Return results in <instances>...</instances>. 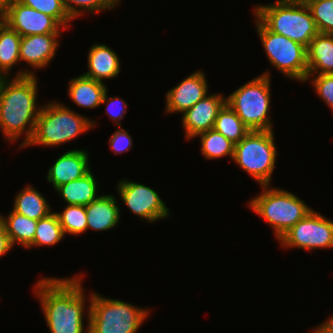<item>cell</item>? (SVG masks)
<instances>
[{
    "instance_id": "27",
    "label": "cell",
    "mask_w": 333,
    "mask_h": 333,
    "mask_svg": "<svg viewBox=\"0 0 333 333\" xmlns=\"http://www.w3.org/2000/svg\"><path fill=\"white\" fill-rule=\"evenodd\" d=\"M65 234L60 225L57 214L50 213L47 217L39 219L33 242L26 248L53 246L63 240Z\"/></svg>"
},
{
    "instance_id": "3",
    "label": "cell",
    "mask_w": 333,
    "mask_h": 333,
    "mask_svg": "<svg viewBox=\"0 0 333 333\" xmlns=\"http://www.w3.org/2000/svg\"><path fill=\"white\" fill-rule=\"evenodd\" d=\"M256 16L270 31L296 41L306 48L319 33L304 0H278L255 6Z\"/></svg>"
},
{
    "instance_id": "2",
    "label": "cell",
    "mask_w": 333,
    "mask_h": 333,
    "mask_svg": "<svg viewBox=\"0 0 333 333\" xmlns=\"http://www.w3.org/2000/svg\"><path fill=\"white\" fill-rule=\"evenodd\" d=\"M37 85V77L30 69L18 71L12 79L0 77V131L10 143L25 133L21 149L32 138L42 107L37 104Z\"/></svg>"
},
{
    "instance_id": "23",
    "label": "cell",
    "mask_w": 333,
    "mask_h": 333,
    "mask_svg": "<svg viewBox=\"0 0 333 333\" xmlns=\"http://www.w3.org/2000/svg\"><path fill=\"white\" fill-rule=\"evenodd\" d=\"M0 219L4 224L12 247L18 244L26 249L33 242L38 221L19 214L13 209L10 210L7 217L0 214Z\"/></svg>"
},
{
    "instance_id": "30",
    "label": "cell",
    "mask_w": 333,
    "mask_h": 333,
    "mask_svg": "<svg viewBox=\"0 0 333 333\" xmlns=\"http://www.w3.org/2000/svg\"><path fill=\"white\" fill-rule=\"evenodd\" d=\"M20 3L32 7L38 12L53 17L63 28L69 29L73 19L64 7L63 0H18Z\"/></svg>"
},
{
    "instance_id": "36",
    "label": "cell",
    "mask_w": 333,
    "mask_h": 333,
    "mask_svg": "<svg viewBox=\"0 0 333 333\" xmlns=\"http://www.w3.org/2000/svg\"><path fill=\"white\" fill-rule=\"evenodd\" d=\"M311 330L312 333H333V316L331 315L329 319L325 320V322H322Z\"/></svg>"
},
{
    "instance_id": "13",
    "label": "cell",
    "mask_w": 333,
    "mask_h": 333,
    "mask_svg": "<svg viewBox=\"0 0 333 333\" xmlns=\"http://www.w3.org/2000/svg\"><path fill=\"white\" fill-rule=\"evenodd\" d=\"M226 104V98L221 93L207 94L193 107L186 110L181 117L185 138L193 139L199 133L214 128L218 112Z\"/></svg>"
},
{
    "instance_id": "24",
    "label": "cell",
    "mask_w": 333,
    "mask_h": 333,
    "mask_svg": "<svg viewBox=\"0 0 333 333\" xmlns=\"http://www.w3.org/2000/svg\"><path fill=\"white\" fill-rule=\"evenodd\" d=\"M21 36L0 21V77H8L12 67L20 62Z\"/></svg>"
},
{
    "instance_id": "4",
    "label": "cell",
    "mask_w": 333,
    "mask_h": 333,
    "mask_svg": "<svg viewBox=\"0 0 333 333\" xmlns=\"http://www.w3.org/2000/svg\"><path fill=\"white\" fill-rule=\"evenodd\" d=\"M96 121L85 117L68 106L50 101L41 107L32 138L25 146H60L95 128Z\"/></svg>"
},
{
    "instance_id": "28",
    "label": "cell",
    "mask_w": 333,
    "mask_h": 333,
    "mask_svg": "<svg viewBox=\"0 0 333 333\" xmlns=\"http://www.w3.org/2000/svg\"><path fill=\"white\" fill-rule=\"evenodd\" d=\"M62 212H55L65 235H80L87 231L86 206L66 205Z\"/></svg>"
},
{
    "instance_id": "22",
    "label": "cell",
    "mask_w": 333,
    "mask_h": 333,
    "mask_svg": "<svg viewBox=\"0 0 333 333\" xmlns=\"http://www.w3.org/2000/svg\"><path fill=\"white\" fill-rule=\"evenodd\" d=\"M15 196L13 210L30 219L38 221L52 213L51 205L39 190L32 185L25 186Z\"/></svg>"
},
{
    "instance_id": "11",
    "label": "cell",
    "mask_w": 333,
    "mask_h": 333,
    "mask_svg": "<svg viewBox=\"0 0 333 333\" xmlns=\"http://www.w3.org/2000/svg\"><path fill=\"white\" fill-rule=\"evenodd\" d=\"M116 187L123 204L142 220L154 223L170 215L169 208L151 187L125 179Z\"/></svg>"
},
{
    "instance_id": "18",
    "label": "cell",
    "mask_w": 333,
    "mask_h": 333,
    "mask_svg": "<svg viewBox=\"0 0 333 333\" xmlns=\"http://www.w3.org/2000/svg\"><path fill=\"white\" fill-rule=\"evenodd\" d=\"M87 54L88 72L83 76L104 83V79H113L121 72L118 55L107 45L95 43Z\"/></svg>"
},
{
    "instance_id": "14",
    "label": "cell",
    "mask_w": 333,
    "mask_h": 333,
    "mask_svg": "<svg viewBox=\"0 0 333 333\" xmlns=\"http://www.w3.org/2000/svg\"><path fill=\"white\" fill-rule=\"evenodd\" d=\"M205 73L192 72L165 95L167 114L184 113L208 94Z\"/></svg>"
},
{
    "instance_id": "26",
    "label": "cell",
    "mask_w": 333,
    "mask_h": 333,
    "mask_svg": "<svg viewBox=\"0 0 333 333\" xmlns=\"http://www.w3.org/2000/svg\"><path fill=\"white\" fill-rule=\"evenodd\" d=\"M200 138L201 153L207 160L229 156L234 157L235 144L215 129L199 133L194 138Z\"/></svg>"
},
{
    "instance_id": "31",
    "label": "cell",
    "mask_w": 333,
    "mask_h": 333,
    "mask_svg": "<svg viewBox=\"0 0 333 333\" xmlns=\"http://www.w3.org/2000/svg\"><path fill=\"white\" fill-rule=\"evenodd\" d=\"M319 33L333 34V0H304Z\"/></svg>"
},
{
    "instance_id": "16",
    "label": "cell",
    "mask_w": 333,
    "mask_h": 333,
    "mask_svg": "<svg viewBox=\"0 0 333 333\" xmlns=\"http://www.w3.org/2000/svg\"><path fill=\"white\" fill-rule=\"evenodd\" d=\"M89 159L86 150L75 149L65 152L47 170V181L52 183L56 190L63 184L83 177L91 170Z\"/></svg>"
},
{
    "instance_id": "7",
    "label": "cell",
    "mask_w": 333,
    "mask_h": 333,
    "mask_svg": "<svg viewBox=\"0 0 333 333\" xmlns=\"http://www.w3.org/2000/svg\"><path fill=\"white\" fill-rule=\"evenodd\" d=\"M271 82L268 70L226 97V103L250 130H273L269 110Z\"/></svg>"
},
{
    "instance_id": "25",
    "label": "cell",
    "mask_w": 333,
    "mask_h": 333,
    "mask_svg": "<svg viewBox=\"0 0 333 333\" xmlns=\"http://www.w3.org/2000/svg\"><path fill=\"white\" fill-rule=\"evenodd\" d=\"M213 129L234 144L239 143L250 132V129L227 103L218 112Z\"/></svg>"
},
{
    "instance_id": "34",
    "label": "cell",
    "mask_w": 333,
    "mask_h": 333,
    "mask_svg": "<svg viewBox=\"0 0 333 333\" xmlns=\"http://www.w3.org/2000/svg\"><path fill=\"white\" fill-rule=\"evenodd\" d=\"M128 132L129 130H124V128L120 126L119 129H116L111 135L109 145L115 154L127 152L133 147L132 137Z\"/></svg>"
},
{
    "instance_id": "35",
    "label": "cell",
    "mask_w": 333,
    "mask_h": 333,
    "mask_svg": "<svg viewBox=\"0 0 333 333\" xmlns=\"http://www.w3.org/2000/svg\"><path fill=\"white\" fill-rule=\"evenodd\" d=\"M12 249L9 237L6 233L4 224L0 219V257L7 254Z\"/></svg>"
},
{
    "instance_id": "8",
    "label": "cell",
    "mask_w": 333,
    "mask_h": 333,
    "mask_svg": "<svg viewBox=\"0 0 333 333\" xmlns=\"http://www.w3.org/2000/svg\"><path fill=\"white\" fill-rule=\"evenodd\" d=\"M273 130H250L235 144L233 161L260 186L270 185L277 158Z\"/></svg>"
},
{
    "instance_id": "20",
    "label": "cell",
    "mask_w": 333,
    "mask_h": 333,
    "mask_svg": "<svg viewBox=\"0 0 333 333\" xmlns=\"http://www.w3.org/2000/svg\"><path fill=\"white\" fill-rule=\"evenodd\" d=\"M106 91L105 83L83 75L69 80L68 96L77 106L82 108L95 109L99 107Z\"/></svg>"
},
{
    "instance_id": "32",
    "label": "cell",
    "mask_w": 333,
    "mask_h": 333,
    "mask_svg": "<svg viewBox=\"0 0 333 333\" xmlns=\"http://www.w3.org/2000/svg\"><path fill=\"white\" fill-rule=\"evenodd\" d=\"M307 80H312L317 96L333 111V74L307 75Z\"/></svg>"
},
{
    "instance_id": "33",
    "label": "cell",
    "mask_w": 333,
    "mask_h": 333,
    "mask_svg": "<svg viewBox=\"0 0 333 333\" xmlns=\"http://www.w3.org/2000/svg\"><path fill=\"white\" fill-rule=\"evenodd\" d=\"M102 104H106V113L110 117L109 119L115 122L117 125L116 127L121 126V120H123V117L127 111V103L120 97H109L107 89L101 102V105Z\"/></svg>"
},
{
    "instance_id": "21",
    "label": "cell",
    "mask_w": 333,
    "mask_h": 333,
    "mask_svg": "<svg viewBox=\"0 0 333 333\" xmlns=\"http://www.w3.org/2000/svg\"><path fill=\"white\" fill-rule=\"evenodd\" d=\"M97 180L90 170L83 177L59 186L56 192L67 205H88L99 197Z\"/></svg>"
},
{
    "instance_id": "5",
    "label": "cell",
    "mask_w": 333,
    "mask_h": 333,
    "mask_svg": "<svg viewBox=\"0 0 333 333\" xmlns=\"http://www.w3.org/2000/svg\"><path fill=\"white\" fill-rule=\"evenodd\" d=\"M261 188L262 193L247 204L272 227L277 240L312 210L303 200L285 189L270 185Z\"/></svg>"
},
{
    "instance_id": "29",
    "label": "cell",
    "mask_w": 333,
    "mask_h": 333,
    "mask_svg": "<svg viewBox=\"0 0 333 333\" xmlns=\"http://www.w3.org/2000/svg\"><path fill=\"white\" fill-rule=\"evenodd\" d=\"M63 3L69 16L75 20L86 12L92 14L112 10L120 5L121 0H63Z\"/></svg>"
},
{
    "instance_id": "12",
    "label": "cell",
    "mask_w": 333,
    "mask_h": 333,
    "mask_svg": "<svg viewBox=\"0 0 333 333\" xmlns=\"http://www.w3.org/2000/svg\"><path fill=\"white\" fill-rule=\"evenodd\" d=\"M1 20L21 37L29 35L54 34L65 30L53 17L38 12L18 0H8Z\"/></svg>"
},
{
    "instance_id": "19",
    "label": "cell",
    "mask_w": 333,
    "mask_h": 333,
    "mask_svg": "<svg viewBox=\"0 0 333 333\" xmlns=\"http://www.w3.org/2000/svg\"><path fill=\"white\" fill-rule=\"evenodd\" d=\"M308 75L333 74V34L318 33L307 47Z\"/></svg>"
},
{
    "instance_id": "37",
    "label": "cell",
    "mask_w": 333,
    "mask_h": 333,
    "mask_svg": "<svg viewBox=\"0 0 333 333\" xmlns=\"http://www.w3.org/2000/svg\"><path fill=\"white\" fill-rule=\"evenodd\" d=\"M7 1L8 0H0V17L2 18L4 13H5V9H6V5H7Z\"/></svg>"
},
{
    "instance_id": "15",
    "label": "cell",
    "mask_w": 333,
    "mask_h": 333,
    "mask_svg": "<svg viewBox=\"0 0 333 333\" xmlns=\"http://www.w3.org/2000/svg\"><path fill=\"white\" fill-rule=\"evenodd\" d=\"M60 33L22 36L20 40V62L31 69L47 67L56 55Z\"/></svg>"
},
{
    "instance_id": "9",
    "label": "cell",
    "mask_w": 333,
    "mask_h": 333,
    "mask_svg": "<svg viewBox=\"0 0 333 333\" xmlns=\"http://www.w3.org/2000/svg\"><path fill=\"white\" fill-rule=\"evenodd\" d=\"M255 28L270 64L290 80L306 82L307 48L302 44L270 31L256 16Z\"/></svg>"
},
{
    "instance_id": "6",
    "label": "cell",
    "mask_w": 333,
    "mask_h": 333,
    "mask_svg": "<svg viewBox=\"0 0 333 333\" xmlns=\"http://www.w3.org/2000/svg\"><path fill=\"white\" fill-rule=\"evenodd\" d=\"M88 333H137L150 310L119 299L91 293Z\"/></svg>"
},
{
    "instance_id": "1",
    "label": "cell",
    "mask_w": 333,
    "mask_h": 333,
    "mask_svg": "<svg viewBox=\"0 0 333 333\" xmlns=\"http://www.w3.org/2000/svg\"><path fill=\"white\" fill-rule=\"evenodd\" d=\"M78 275L69 278L48 276L37 281L34 286L33 292L42 306L41 311L50 333L89 332L90 305L86 307L85 303L86 299L90 300L91 293H89V297L83 293L85 291L82 286L84 274ZM85 310L87 315H85ZM85 318H88L86 320L87 326L83 322Z\"/></svg>"
},
{
    "instance_id": "17",
    "label": "cell",
    "mask_w": 333,
    "mask_h": 333,
    "mask_svg": "<svg viewBox=\"0 0 333 333\" xmlns=\"http://www.w3.org/2000/svg\"><path fill=\"white\" fill-rule=\"evenodd\" d=\"M120 207L114 195L101 194L86 205L87 230L106 231L115 228L120 221Z\"/></svg>"
},
{
    "instance_id": "10",
    "label": "cell",
    "mask_w": 333,
    "mask_h": 333,
    "mask_svg": "<svg viewBox=\"0 0 333 333\" xmlns=\"http://www.w3.org/2000/svg\"><path fill=\"white\" fill-rule=\"evenodd\" d=\"M284 248L307 251L333 248V221L312 209L278 240Z\"/></svg>"
}]
</instances>
